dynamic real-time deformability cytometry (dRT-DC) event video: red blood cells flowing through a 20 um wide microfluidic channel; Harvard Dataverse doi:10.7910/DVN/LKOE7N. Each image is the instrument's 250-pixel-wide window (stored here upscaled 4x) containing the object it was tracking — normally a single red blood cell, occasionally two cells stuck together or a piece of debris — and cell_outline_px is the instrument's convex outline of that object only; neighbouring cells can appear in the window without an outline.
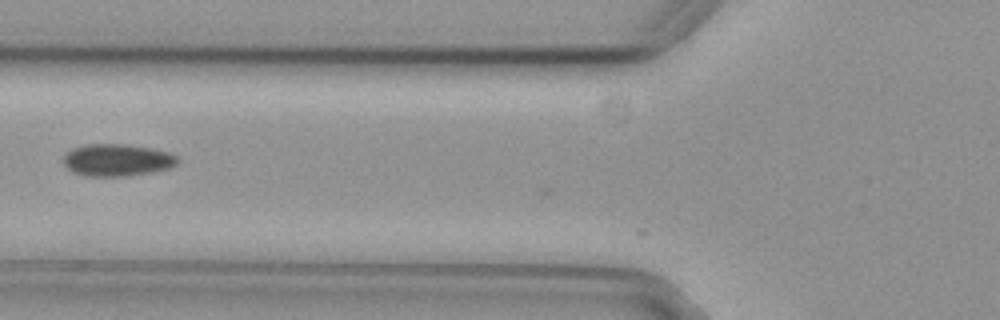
{"species": "common noctule bat (a hibernating species)", "species_latin": "Nyctalus noctula", "temperature_condition": "cold", "stored_images_in_passage": 16, "camera_frame_rate_fps": 3000, "um_per_image_px": 0.085, "animal": {"sex": "female", "body_mass_g": 29.2, "forearm_length_mm": 56.3}, "frame": {"image": 1, "passage_image": 14, "time_ms": 4.333, "image_size_px": [1000, 320], "cell_outline_px": [[180, 160], [176, 164], [168, 168], [152, 172], [128, 176], [84, 176], [72, 172], [64, 164], [64, 156], [72, 148], [88, 144], [128, 144], [152, 148], [168, 152], [176, 156]], "centroid_in_image_um": [9.96, 13.6], "position_along_channel_um": 115.8, "area_um2": 21.44}}